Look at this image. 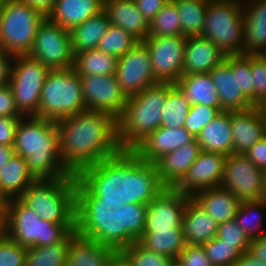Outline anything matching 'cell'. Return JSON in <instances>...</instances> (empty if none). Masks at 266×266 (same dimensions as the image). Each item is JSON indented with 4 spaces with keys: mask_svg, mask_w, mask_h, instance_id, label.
Listing matches in <instances>:
<instances>
[{
    "mask_svg": "<svg viewBox=\"0 0 266 266\" xmlns=\"http://www.w3.org/2000/svg\"><path fill=\"white\" fill-rule=\"evenodd\" d=\"M11 240L29 248L61 243L76 224H56L42 220L19 198L6 201V215L1 229Z\"/></svg>",
    "mask_w": 266,
    "mask_h": 266,
    "instance_id": "cell-6",
    "label": "cell"
},
{
    "mask_svg": "<svg viewBox=\"0 0 266 266\" xmlns=\"http://www.w3.org/2000/svg\"><path fill=\"white\" fill-rule=\"evenodd\" d=\"M35 181L28 170L26 159L14 155L0 169V194L6 200L19 198Z\"/></svg>",
    "mask_w": 266,
    "mask_h": 266,
    "instance_id": "cell-31",
    "label": "cell"
},
{
    "mask_svg": "<svg viewBox=\"0 0 266 266\" xmlns=\"http://www.w3.org/2000/svg\"><path fill=\"white\" fill-rule=\"evenodd\" d=\"M231 111H221L198 134L196 140L200 149L206 152L228 156L233 153Z\"/></svg>",
    "mask_w": 266,
    "mask_h": 266,
    "instance_id": "cell-28",
    "label": "cell"
},
{
    "mask_svg": "<svg viewBox=\"0 0 266 266\" xmlns=\"http://www.w3.org/2000/svg\"><path fill=\"white\" fill-rule=\"evenodd\" d=\"M174 83H157L129 96L118 119V139L122 150H133L161 125L162 112Z\"/></svg>",
    "mask_w": 266,
    "mask_h": 266,
    "instance_id": "cell-4",
    "label": "cell"
},
{
    "mask_svg": "<svg viewBox=\"0 0 266 266\" xmlns=\"http://www.w3.org/2000/svg\"><path fill=\"white\" fill-rule=\"evenodd\" d=\"M233 153L245 154L266 135V121L254 106L244 111H231Z\"/></svg>",
    "mask_w": 266,
    "mask_h": 266,
    "instance_id": "cell-23",
    "label": "cell"
},
{
    "mask_svg": "<svg viewBox=\"0 0 266 266\" xmlns=\"http://www.w3.org/2000/svg\"><path fill=\"white\" fill-rule=\"evenodd\" d=\"M219 224L192 198L183 214L182 230L185 243L202 246L217 235Z\"/></svg>",
    "mask_w": 266,
    "mask_h": 266,
    "instance_id": "cell-26",
    "label": "cell"
},
{
    "mask_svg": "<svg viewBox=\"0 0 266 266\" xmlns=\"http://www.w3.org/2000/svg\"><path fill=\"white\" fill-rule=\"evenodd\" d=\"M22 117H0V145L13 146L16 129Z\"/></svg>",
    "mask_w": 266,
    "mask_h": 266,
    "instance_id": "cell-51",
    "label": "cell"
},
{
    "mask_svg": "<svg viewBox=\"0 0 266 266\" xmlns=\"http://www.w3.org/2000/svg\"><path fill=\"white\" fill-rule=\"evenodd\" d=\"M194 137L184 128L159 127L142 140L132 151L142 160L155 163L163 155L170 153Z\"/></svg>",
    "mask_w": 266,
    "mask_h": 266,
    "instance_id": "cell-19",
    "label": "cell"
},
{
    "mask_svg": "<svg viewBox=\"0 0 266 266\" xmlns=\"http://www.w3.org/2000/svg\"><path fill=\"white\" fill-rule=\"evenodd\" d=\"M23 117L17 110L13 92L9 84L0 86V117Z\"/></svg>",
    "mask_w": 266,
    "mask_h": 266,
    "instance_id": "cell-52",
    "label": "cell"
},
{
    "mask_svg": "<svg viewBox=\"0 0 266 266\" xmlns=\"http://www.w3.org/2000/svg\"><path fill=\"white\" fill-rule=\"evenodd\" d=\"M233 266H266V264L258 259L253 258L248 252L242 254Z\"/></svg>",
    "mask_w": 266,
    "mask_h": 266,
    "instance_id": "cell-58",
    "label": "cell"
},
{
    "mask_svg": "<svg viewBox=\"0 0 266 266\" xmlns=\"http://www.w3.org/2000/svg\"><path fill=\"white\" fill-rule=\"evenodd\" d=\"M3 1L4 0H0V13H1L2 5H3Z\"/></svg>",
    "mask_w": 266,
    "mask_h": 266,
    "instance_id": "cell-65",
    "label": "cell"
},
{
    "mask_svg": "<svg viewBox=\"0 0 266 266\" xmlns=\"http://www.w3.org/2000/svg\"><path fill=\"white\" fill-rule=\"evenodd\" d=\"M221 107H210L203 104H193L190 107L184 128L196 138L200 131L209 124L220 112Z\"/></svg>",
    "mask_w": 266,
    "mask_h": 266,
    "instance_id": "cell-46",
    "label": "cell"
},
{
    "mask_svg": "<svg viewBox=\"0 0 266 266\" xmlns=\"http://www.w3.org/2000/svg\"><path fill=\"white\" fill-rule=\"evenodd\" d=\"M132 266H171L173 258L144 248L139 242L133 243L120 252Z\"/></svg>",
    "mask_w": 266,
    "mask_h": 266,
    "instance_id": "cell-44",
    "label": "cell"
},
{
    "mask_svg": "<svg viewBox=\"0 0 266 266\" xmlns=\"http://www.w3.org/2000/svg\"><path fill=\"white\" fill-rule=\"evenodd\" d=\"M191 196L166 187L148 204L144 230L182 229L183 214Z\"/></svg>",
    "mask_w": 266,
    "mask_h": 266,
    "instance_id": "cell-17",
    "label": "cell"
},
{
    "mask_svg": "<svg viewBox=\"0 0 266 266\" xmlns=\"http://www.w3.org/2000/svg\"><path fill=\"white\" fill-rule=\"evenodd\" d=\"M117 253V251L74 231L71 232L66 266H108L110 260Z\"/></svg>",
    "mask_w": 266,
    "mask_h": 266,
    "instance_id": "cell-27",
    "label": "cell"
},
{
    "mask_svg": "<svg viewBox=\"0 0 266 266\" xmlns=\"http://www.w3.org/2000/svg\"><path fill=\"white\" fill-rule=\"evenodd\" d=\"M176 261L181 266H213L203 246L200 245L186 244Z\"/></svg>",
    "mask_w": 266,
    "mask_h": 266,
    "instance_id": "cell-50",
    "label": "cell"
},
{
    "mask_svg": "<svg viewBox=\"0 0 266 266\" xmlns=\"http://www.w3.org/2000/svg\"><path fill=\"white\" fill-rule=\"evenodd\" d=\"M182 35L181 18L176 4L170 0L149 22L148 37Z\"/></svg>",
    "mask_w": 266,
    "mask_h": 266,
    "instance_id": "cell-40",
    "label": "cell"
},
{
    "mask_svg": "<svg viewBox=\"0 0 266 266\" xmlns=\"http://www.w3.org/2000/svg\"><path fill=\"white\" fill-rule=\"evenodd\" d=\"M50 70L68 69L74 65L70 30L47 17L39 24L32 48L27 55Z\"/></svg>",
    "mask_w": 266,
    "mask_h": 266,
    "instance_id": "cell-12",
    "label": "cell"
},
{
    "mask_svg": "<svg viewBox=\"0 0 266 266\" xmlns=\"http://www.w3.org/2000/svg\"><path fill=\"white\" fill-rule=\"evenodd\" d=\"M171 266H181L176 260L171 264Z\"/></svg>",
    "mask_w": 266,
    "mask_h": 266,
    "instance_id": "cell-64",
    "label": "cell"
},
{
    "mask_svg": "<svg viewBox=\"0 0 266 266\" xmlns=\"http://www.w3.org/2000/svg\"><path fill=\"white\" fill-rule=\"evenodd\" d=\"M118 209L121 210L122 229L138 242L144 234L147 205L124 203Z\"/></svg>",
    "mask_w": 266,
    "mask_h": 266,
    "instance_id": "cell-42",
    "label": "cell"
},
{
    "mask_svg": "<svg viewBox=\"0 0 266 266\" xmlns=\"http://www.w3.org/2000/svg\"><path fill=\"white\" fill-rule=\"evenodd\" d=\"M110 21L104 10L88 18L84 23L70 30L74 55L85 50L96 49L100 39L105 35Z\"/></svg>",
    "mask_w": 266,
    "mask_h": 266,
    "instance_id": "cell-33",
    "label": "cell"
},
{
    "mask_svg": "<svg viewBox=\"0 0 266 266\" xmlns=\"http://www.w3.org/2000/svg\"><path fill=\"white\" fill-rule=\"evenodd\" d=\"M263 200L266 203V171H265V181H264V190H263Z\"/></svg>",
    "mask_w": 266,
    "mask_h": 266,
    "instance_id": "cell-63",
    "label": "cell"
},
{
    "mask_svg": "<svg viewBox=\"0 0 266 266\" xmlns=\"http://www.w3.org/2000/svg\"><path fill=\"white\" fill-rule=\"evenodd\" d=\"M14 56L0 47V86L8 84L11 76V66Z\"/></svg>",
    "mask_w": 266,
    "mask_h": 266,
    "instance_id": "cell-55",
    "label": "cell"
},
{
    "mask_svg": "<svg viewBox=\"0 0 266 266\" xmlns=\"http://www.w3.org/2000/svg\"><path fill=\"white\" fill-rule=\"evenodd\" d=\"M70 242L71 233L61 243L27 248L25 266H66Z\"/></svg>",
    "mask_w": 266,
    "mask_h": 266,
    "instance_id": "cell-38",
    "label": "cell"
},
{
    "mask_svg": "<svg viewBox=\"0 0 266 266\" xmlns=\"http://www.w3.org/2000/svg\"><path fill=\"white\" fill-rule=\"evenodd\" d=\"M6 199L0 194V230L3 228L6 215Z\"/></svg>",
    "mask_w": 266,
    "mask_h": 266,
    "instance_id": "cell-61",
    "label": "cell"
},
{
    "mask_svg": "<svg viewBox=\"0 0 266 266\" xmlns=\"http://www.w3.org/2000/svg\"><path fill=\"white\" fill-rule=\"evenodd\" d=\"M190 107L189 101L175 86L166 98L160 127L173 129L184 127Z\"/></svg>",
    "mask_w": 266,
    "mask_h": 266,
    "instance_id": "cell-39",
    "label": "cell"
},
{
    "mask_svg": "<svg viewBox=\"0 0 266 266\" xmlns=\"http://www.w3.org/2000/svg\"><path fill=\"white\" fill-rule=\"evenodd\" d=\"M200 151V145L194 138L182 147L159 158L154 164L161 183L165 187L174 188L184 178Z\"/></svg>",
    "mask_w": 266,
    "mask_h": 266,
    "instance_id": "cell-22",
    "label": "cell"
},
{
    "mask_svg": "<svg viewBox=\"0 0 266 266\" xmlns=\"http://www.w3.org/2000/svg\"><path fill=\"white\" fill-rule=\"evenodd\" d=\"M264 210L266 212V203L263 199L241 202L237 215L235 216V222L249 239L261 237L266 234L264 226L261 228L264 219H266L263 218Z\"/></svg>",
    "mask_w": 266,
    "mask_h": 266,
    "instance_id": "cell-37",
    "label": "cell"
},
{
    "mask_svg": "<svg viewBox=\"0 0 266 266\" xmlns=\"http://www.w3.org/2000/svg\"><path fill=\"white\" fill-rule=\"evenodd\" d=\"M209 74L217 90L222 111H244L255 106L239 88L238 72H234L225 61Z\"/></svg>",
    "mask_w": 266,
    "mask_h": 266,
    "instance_id": "cell-24",
    "label": "cell"
},
{
    "mask_svg": "<svg viewBox=\"0 0 266 266\" xmlns=\"http://www.w3.org/2000/svg\"><path fill=\"white\" fill-rule=\"evenodd\" d=\"M138 242L149 251L166 255L174 260L186 246L182 229L144 230Z\"/></svg>",
    "mask_w": 266,
    "mask_h": 266,
    "instance_id": "cell-34",
    "label": "cell"
},
{
    "mask_svg": "<svg viewBox=\"0 0 266 266\" xmlns=\"http://www.w3.org/2000/svg\"><path fill=\"white\" fill-rule=\"evenodd\" d=\"M13 148L26 159L28 170L36 180L70 176L60 152L57 122L36 116L22 117L16 129Z\"/></svg>",
    "mask_w": 266,
    "mask_h": 266,
    "instance_id": "cell-3",
    "label": "cell"
},
{
    "mask_svg": "<svg viewBox=\"0 0 266 266\" xmlns=\"http://www.w3.org/2000/svg\"><path fill=\"white\" fill-rule=\"evenodd\" d=\"M248 253L255 259L266 264V234L261 237L250 239Z\"/></svg>",
    "mask_w": 266,
    "mask_h": 266,
    "instance_id": "cell-56",
    "label": "cell"
},
{
    "mask_svg": "<svg viewBox=\"0 0 266 266\" xmlns=\"http://www.w3.org/2000/svg\"><path fill=\"white\" fill-rule=\"evenodd\" d=\"M243 55L266 54V0H243Z\"/></svg>",
    "mask_w": 266,
    "mask_h": 266,
    "instance_id": "cell-21",
    "label": "cell"
},
{
    "mask_svg": "<svg viewBox=\"0 0 266 266\" xmlns=\"http://www.w3.org/2000/svg\"><path fill=\"white\" fill-rule=\"evenodd\" d=\"M76 232L117 252L136 243L122 229L121 210L106 205H76Z\"/></svg>",
    "mask_w": 266,
    "mask_h": 266,
    "instance_id": "cell-10",
    "label": "cell"
},
{
    "mask_svg": "<svg viewBox=\"0 0 266 266\" xmlns=\"http://www.w3.org/2000/svg\"><path fill=\"white\" fill-rule=\"evenodd\" d=\"M216 237L234 245L242 254H246L249 250L250 239L237 225L235 219L219 223Z\"/></svg>",
    "mask_w": 266,
    "mask_h": 266,
    "instance_id": "cell-48",
    "label": "cell"
},
{
    "mask_svg": "<svg viewBox=\"0 0 266 266\" xmlns=\"http://www.w3.org/2000/svg\"><path fill=\"white\" fill-rule=\"evenodd\" d=\"M84 110L82 84L74 68L50 70L41 90L38 117L59 121Z\"/></svg>",
    "mask_w": 266,
    "mask_h": 266,
    "instance_id": "cell-7",
    "label": "cell"
},
{
    "mask_svg": "<svg viewBox=\"0 0 266 266\" xmlns=\"http://www.w3.org/2000/svg\"><path fill=\"white\" fill-rule=\"evenodd\" d=\"M262 118L266 121V97L255 105Z\"/></svg>",
    "mask_w": 266,
    "mask_h": 266,
    "instance_id": "cell-62",
    "label": "cell"
},
{
    "mask_svg": "<svg viewBox=\"0 0 266 266\" xmlns=\"http://www.w3.org/2000/svg\"><path fill=\"white\" fill-rule=\"evenodd\" d=\"M187 38L182 35L147 37L153 74L159 83H176L183 75Z\"/></svg>",
    "mask_w": 266,
    "mask_h": 266,
    "instance_id": "cell-14",
    "label": "cell"
},
{
    "mask_svg": "<svg viewBox=\"0 0 266 266\" xmlns=\"http://www.w3.org/2000/svg\"><path fill=\"white\" fill-rule=\"evenodd\" d=\"M225 62L238 72L239 88L242 93L254 104V85L251 73V55H227Z\"/></svg>",
    "mask_w": 266,
    "mask_h": 266,
    "instance_id": "cell-45",
    "label": "cell"
},
{
    "mask_svg": "<svg viewBox=\"0 0 266 266\" xmlns=\"http://www.w3.org/2000/svg\"><path fill=\"white\" fill-rule=\"evenodd\" d=\"M118 57L91 49L75 54L73 68L79 76L116 73Z\"/></svg>",
    "mask_w": 266,
    "mask_h": 266,
    "instance_id": "cell-35",
    "label": "cell"
},
{
    "mask_svg": "<svg viewBox=\"0 0 266 266\" xmlns=\"http://www.w3.org/2000/svg\"><path fill=\"white\" fill-rule=\"evenodd\" d=\"M191 198L218 224L235 219L241 205L238 198L221 186L197 191Z\"/></svg>",
    "mask_w": 266,
    "mask_h": 266,
    "instance_id": "cell-30",
    "label": "cell"
},
{
    "mask_svg": "<svg viewBox=\"0 0 266 266\" xmlns=\"http://www.w3.org/2000/svg\"><path fill=\"white\" fill-rule=\"evenodd\" d=\"M226 156L201 150L184 178L174 187L177 191L193 196L197 191L219 187L224 176Z\"/></svg>",
    "mask_w": 266,
    "mask_h": 266,
    "instance_id": "cell-18",
    "label": "cell"
},
{
    "mask_svg": "<svg viewBox=\"0 0 266 266\" xmlns=\"http://www.w3.org/2000/svg\"><path fill=\"white\" fill-rule=\"evenodd\" d=\"M103 10L102 0H55L47 18L71 30Z\"/></svg>",
    "mask_w": 266,
    "mask_h": 266,
    "instance_id": "cell-29",
    "label": "cell"
},
{
    "mask_svg": "<svg viewBox=\"0 0 266 266\" xmlns=\"http://www.w3.org/2000/svg\"><path fill=\"white\" fill-rule=\"evenodd\" d=\"M226 54L203 36L187 37L183 75L209 73L225 61Z\"/></svg>",
    "mask_w": 266,
    "mask_h": 266,
    "instance_id": "cell-20",
    "label": "cell"
},
{
    "mask_svg": "<svg viewBox=\"0 0 266 266\" xmlns=\"http://www.w3.org/2000/svg\"><path fill=\"white\" fill-rule=\"evenodd\" d=\"M245 155L257 168L266 171V135L250 147Z\"/></svg>",
    "mask_w": 266,
    "mask_h": 266,
    "instance_id": "cell-53",
    "label": "cell"
},
{
    "mask_svg": "<svg viewBox=\"0 0 266 266\" xmlns=\"http://www.w3.org/2000/svg\"><path fill=\"white\" fill-rule=\"evenodd\" d=\"M181 18L182 36H201L209 1L172 0Z\"/></svg>",
    "mask_w": 266,
    "mask_h": 266,
    "instance_id": "cell-36",
    "label": "cell"
},
{
    "mask_svg": "<svg viewBox=\"0 0 266 266\" xmlns=\"http://www.w3.org/2000/svg\"><path fill=\"white\" fill-rule=\"evenodd\" d=\"M22 3L30 5L34 10L39 11L47 17L54 6L55 0H20Z\"/></svg>",
    "mask_w": 266,
    "mask_h": 266,
    "instance_id": "cell-57",
    "label": "cell"
},
{
    "mask_svg": "<svg viewBox=\"0 0 266 266\" xmlns=\"http://www.w3.org/2000/svg\"><path fill=\"white\" fill-rule=\"evenodd\" d=\"M251 73L254 85V105L266 97V58L251 55Z\"/></svg>",
    "mask_w": 266,
    "mask_h": 266,
    "instance_id": "cell-49",
    "label": "cell"
},
{
    "mask_svg": "<svg viewBox=\"0 0 266 266\" xmlns=\"http://www.w3.org/2000/svg\"><path fill=\"white\" fill-rule=\"evenodd\" d=\"M14 155H16V153L13 146L0 145V169H2Z\"/></svg>",
    "mask_w": 266,
    "mask_h": 266,
    "instance_id": "cell-59",
    "label": "cell"
},
{
    "mask_svg": "<svg viewBox=\"0 0 266 266\" xmlns=\"http://www.w3.org/2000/svg\"><path fill=\"white\" fill-rule=\"evenodd\" d=\"M202 246L213 266H233L242 255L234 245L217 237Z\"/></svg>",
    "mask_w": 266,
    "mask_h": 266,
    "instance_id": "cell-43",
    "label": "cell"
},
{
    "mask_svg": "<svg viewBox=\"0 0 266 266\" xmlns=\"http://www.w3.org/2000/svg\"><path fill=\"white\" fill-rule=\"evenodd\" d=\"M44 19L39 11L20 0H4L0 13V47L13 56L28 55Z\"/></svg>",
    "mask_w": 266,
    "mask_h": 266,
    "instance_id": "cell-9",
    "label": "cell"
},
{
    "mask_svg": "<svg viewBox=\"0 0 266 266\" xmlns=\"http://www.w3.org/2000/svg\"><path fill=\"white\" fill-rule=\"evenodd\" d=\"M86 110L105 112L117 120L122 116L128 97L115 74L79 76Z\"/></svg>",
    "mask_w": 266,
    "mask_h": 266,
    "instance_id": "cell-15",
    "label": "cell"
},
{
    "mask_svg": "<svg viewBox=\"0 0 266 266\" xmlns=\"http://www.w3.org/2000/svg\"><path fill=\"white\" fill-rule=\"evenodd\" d=\"M49 71L46 65L27 55L14 56L8 84L23 117H38L41 90Z\"/></svg>",
    "mask_w": 266,
    "mask_h": 266,
    "instance_id": "cell-11",
    "label": "cell"
},
{
    "mask_svg": "<svg viewBox=\"0 0 266 266\" xmlns=\"http://www.w3.org/2000/svg\"><path fill=\"white\" fill-rule=\"evenodd\" d=\"M138 42L136 38L122 28L110 24L105 35L100 39L97 49L119 58Z\"/></svg>",
    "mask_w": 266,
    "mask_h": 266,
    "instance_id": "cell-41",
    "label": "cell"
},
{
    "mask_svg": "<svg viewBox=\"0 0 266 266\" xmlns=\"http://www.w3.org/2000/svg\"><path fill=\"white\" fill-rule=\"evenodd\" d=\"M27 248L0 230V266H25Z\"/></svg>",
    "mask_w": 266,
    "mask_h": 266,
    "instance_id": "cell-47",
    "label": "cell"
},
{
    "mask_svg": "<svg viewBox=\"0 0 266 266\" xmlns=\"http://www.w3.org/2000/svg\"><path fill=\"white\" fill-rule=\"evenodd\" d=\"M108 266H132L128 260L118 252L109 262Z\"/></svg>",
    "mask_w": 266,
    "mask_h": 266,
    "instance_id": "cell-60",
    "label": "cell"
},
{
    "mask_svg": "<svg viewBox=\"0 0 266 266\" xmlns=\"http://www.w3.org/2000/svg\"><path fill=\"white\" fill-rule=\"evenodd\" d=\"M103 10L110 24L122 28L139 42L148 37L149 22L140 13L134 0H105Z\"/></svg>",
    "mask_w": 266,
    "mask_h": 266,
    "instance_id": "cell-25",
    "label": "cell"
},
{
    "mask_svg": "<svg viewBox=\"0 0 266 266\" xmlns=\"http://www.w3.org/2000/svg\"><path fill=\"white\" fill-rule=\"evenodd\" d=\"M243 0H210L201 36L227 55L243 54Z\"/></svg>",
    "mask_w": 266,
    "mask_h": 266,
    "instance_id": "cell-8",
    "label": "cell"
},
{
    "mask_svg": "<svg viewBox=\"0 0 266 266\" xmlns=\"http://www.w3.org/2000/svg\"><path fill=\"white\" fill-rule=\"evenodd\" d=\"M115 75L127 97L159 83L153 74L148 48L143 42H138L125 55L118 58Z\"/></svg>",
    "mask_w": 266,
    "mask_h": 266,
    "instance_id": "cell-16",
    "label": "cell"
},
{
    "mask_svg": "<svg viewBox=\"0 0 266 266\" xmlns=\"http://www.w3.org/2000/svg\"><path fill=\"white\" fill-rule=\"evenodd\" d=\"M77 177L36 180L19 197L42 220L56 224H76Z\"/></svg>",
    "mask_w": 266,
    "mask_h": 266,
    "instance_id": "cell-5",
    "label": "cell"
},
{
    "mask_svg": "<svg viewBox=\"0 0 266 266\" xmlns=\"http://www.w3.org/2000/svg\"><path fill=\"white\" fill-rule=\"evenodd\" d=\"M265 171L257 168L245 154L226 156L221 187L242 201L263 199Z\"/></svg>",
    "mask_w": 266,
    "mask_h": 266,
    "instance_id": "cell-13",
    "label": "cell"
},
{
    "mask_svg": "<svg viewBox=\"0 0 266 266\" xmlns=\"http://www.w3.org/2000/svg\"><path fill=\"white\" fill-rule=\"evenodd\" d=\"M76 205L148 204L166 187L157 167L140 159L132 150L88 166L77 175Z\"/></svg>",
    "mask_w": 266,
    "mask_h": 266,
    "instance_id": "cell-1",
    "label": "cell"
},
{
    "mask_svg": "<svg viewBox=\"0 0 266 266\" xmlns=\"http://www.w3.org/2000/svg\"><path fill=\"white\" fill-rule=\"evenodd\" d=\"M170 0H134L143 17L150 22Z\"/></svg>",
    "mask_w": 266,
    "mask_h": 266,
    "instance_id": "cell-54",
    "label": "cell"
},
{
    "mask_svg": "<svg viewBox=\"0 0 266 266\" xmlns=\"http://www.w3.org/2000/svg\"><path fill=\"white\" fill-rule=\"evenodd\" d=\"M56 122L61 158L71 174L122 151L118 120L110 114L84 110Z\"/></svg>",
    "mask_w": 266,
    "mask_h": 266,
    "instance_id": "cell-2",
    "label": "cell"
},
{
    "mask_svg": "<svg viewBox=\"0 0 266 266\" xmlns=\"http://www.w3.org/2000/svg\"><path fill=\"white\" fill-rule=\"evenodd\" d=\"M175 86L191 105L221 107L217 90L209 73L182 75Z\"/></svg>",
    "mask_w": 266,
    "mask_h": 266,
    "instance_id": "cell-32",
    "label": "cell"
}]
</instances>
